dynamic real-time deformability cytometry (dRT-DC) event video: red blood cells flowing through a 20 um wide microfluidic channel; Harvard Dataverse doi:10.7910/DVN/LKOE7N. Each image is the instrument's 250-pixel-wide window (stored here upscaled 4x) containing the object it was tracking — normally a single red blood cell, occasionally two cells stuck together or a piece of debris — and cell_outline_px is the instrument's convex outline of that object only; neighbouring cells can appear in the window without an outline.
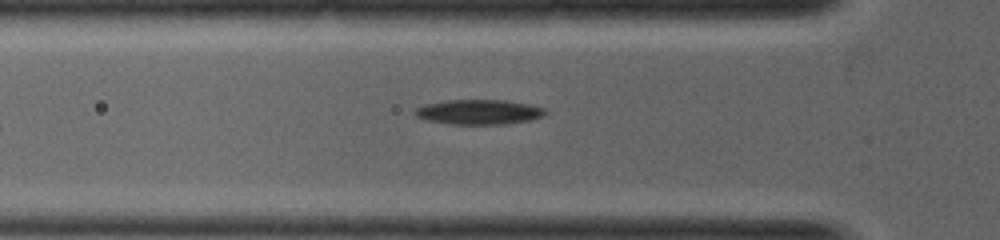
{"species": "common noctule bat (a hibernating species)", "species_latin": "Nyctalus noctula", "temperature_condition": "warm", "stored_images_in_passage": 7, "camera_frame_rate_fps": 5000, "um_per_image_px": 0.085, "animal": {"sex": "female", "body_mass_g": 19.0, "forearm_length_mm": 53.3}, "frame": {"image": 1, "passage_image": 7, "time_ms": 2.6, "image_size_px": [1000, 240], "cell_outline_px": [[548, 112], [544, 116], [532, 120], [504, 124], [448, 124], [428, 120], [416, 116], [412, 112], [416, 108], [424, 104], [444, 100], [504, 100], [528, 104], [544, 108]], "centroid_in_image_um": [40.7, 9.52], "position_along_channel_um": 85.1, "area_um2": 19.02}}